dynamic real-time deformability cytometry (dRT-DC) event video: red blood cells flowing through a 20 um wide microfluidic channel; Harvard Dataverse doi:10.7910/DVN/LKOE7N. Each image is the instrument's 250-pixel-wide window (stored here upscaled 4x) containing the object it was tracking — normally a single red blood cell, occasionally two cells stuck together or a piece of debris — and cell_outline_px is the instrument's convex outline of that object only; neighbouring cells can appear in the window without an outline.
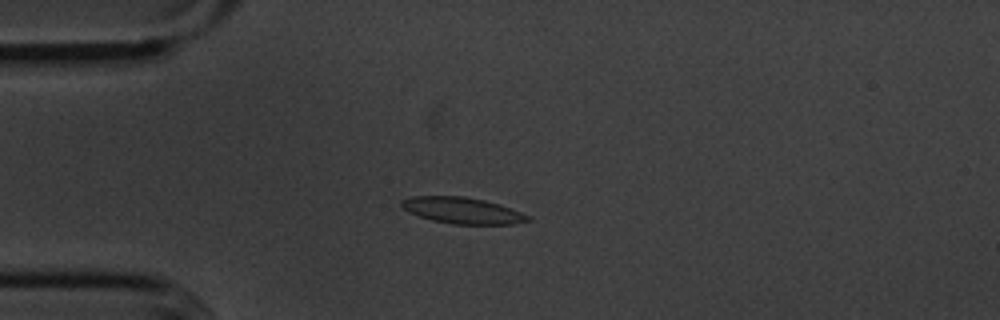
{"species": "common noctule bat (a hibernating species)", "species_latin": "Nyctalus noctula", "temperature_condition": "cold", "stored_images_in_passage": 54, "camera_frame_rate_fps": 3000, "um_per_image_px": 0.085, "animal": {"sex": "male", "body_mass_g": 20.1, "forearm_length_mm": 53.5}, "frame": {"image": 1, "passage_image": 13, "time_ms": 4.0, "image_size_px": [1000, 320], "cell_outline_px": [[532, 220], [512, 224], [452, 224], [432, 220], [408, 212], [400, 204], [400, 200], [412, 196], [464, 196], [484, 200], [500, 204], [532, 216]], "centroid_in_image_um": [39.32, 17.89], "position_along_channel_um": 45.7, "area_um2": 19.42}}
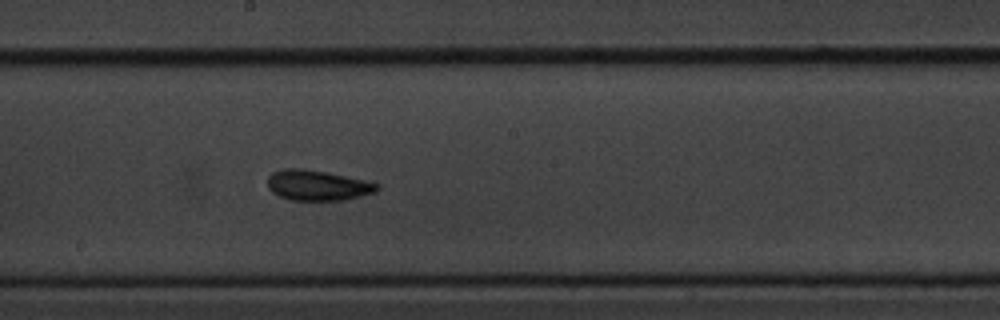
{"frame": {"image": 2, "passage_image": 29, "time_ms": 9.333, "image_size_px": [1000, 320], "cell_outline_px": [[380, 188], [376, 192], [344, 200], [292, 200], [280, 196], [272, 192], [268, 188], [268, 176], [272, 172], [284, 168], [300, 168], [328, 172], [380, 184]], "centroid_in_image_um": [26.98, 15.75], "position_along_channel_um": 221.2, "area_um2": 19.36}}
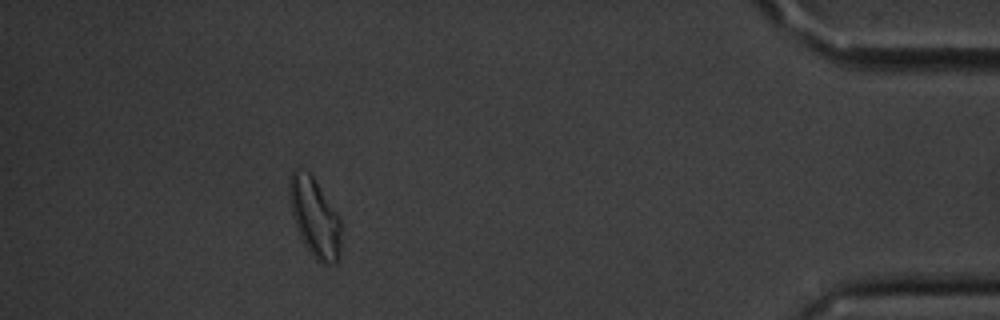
{"frame": {"image": 3, "passage_image": 49, "time_ms": 16.0, "image_size_px": [1000, 320], "cell_outline_px": [[340, 256], [336, 264], [324, 264], [316, 260], [312, 256], [304, 244], [300, 236], [292, 216], [288, 192], [288, 184], [292, 172], [296, 168], [300, 168], [308, 172], [312, 176], [340, 220]], "centroid_in_image_um": [26.72, 18.51], "position_along_channel_um": 408.5, "area_um2": 23.52}, "authors_computed_cell_mechanics": {"area_um2": 18.785, "velocity_mm_per_s": 3.5959, "shape_relaxation_time_tau1_ms": 3.2573, "shape_relaxation_time_tau2_ms": 3.0772, "deformation_change_tau1": 0.1037, "deformation_change_tau2": 0.095}}